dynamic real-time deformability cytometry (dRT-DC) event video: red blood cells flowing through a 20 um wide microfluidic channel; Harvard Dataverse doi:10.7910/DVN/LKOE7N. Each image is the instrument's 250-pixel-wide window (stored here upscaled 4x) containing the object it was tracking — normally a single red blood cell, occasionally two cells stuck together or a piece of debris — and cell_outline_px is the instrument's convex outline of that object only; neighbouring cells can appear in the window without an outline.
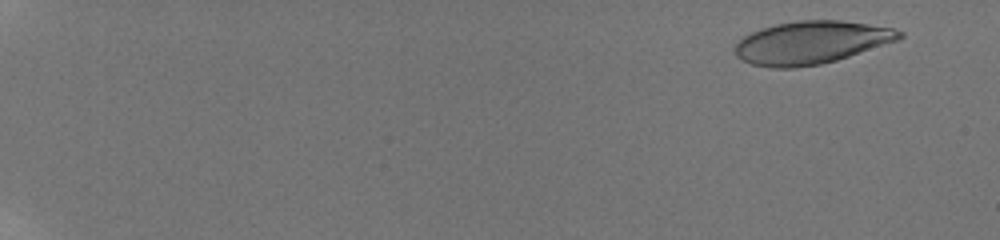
{"species": "human", "species_latin": "Homo sapiens", "temperature_condition": "room temperature", "stored_images_in_passage": 58, "camera_frame_rate_fps": 3000, "um_per_image_px": 0.085, "donor": {"sex": "male"}, "frame": {"image": 1, "passage_image": 5, "time_ms": 1.333, "image_size_px": [1000, 240], "cell_outline_px": [[904, 36], [896, 40], [836, 60], [820, 64], [796, 68], [772, 68], [752, 64], [740, 60], [736, 56], [736, 44], [744, 36], [760, 28], [776, 24], [796, 20], [840, 20], [868, 24], [892, 28], [904, 32]], "centroid_in_image_um": [68.92, 3.61], "position_along_channel_um": 16.1, "area_um2": 40.75}}
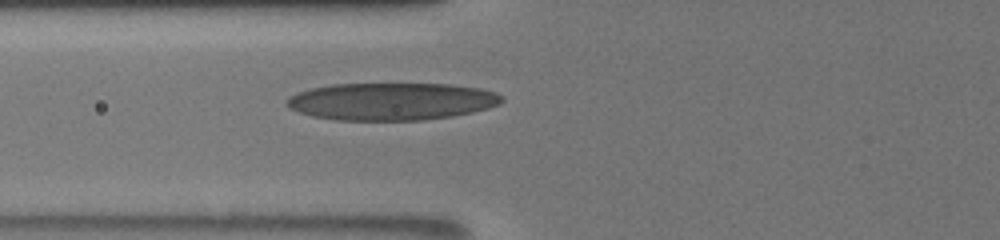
{"frame": {"image": 2, "passage_image": 27, "time_ms": 8.667, "image_size_px": [1000, 240], "cell_outline_px": [[504, 100], [500, 104], [488, 108], [472, 112], [452, 116], [424, 120], [336, 120], [312, 116], [288, 108], [284, 104], [284, 100], [288, 96], [296, 92], [312, 88], [332, 84], [452, 84], [480, 88], [496, 92], [504, 96]], "centroid_in_image_um": [33.26, 8.62], "position_along_channel_um": 92.5, "area_um2": 47.28}}
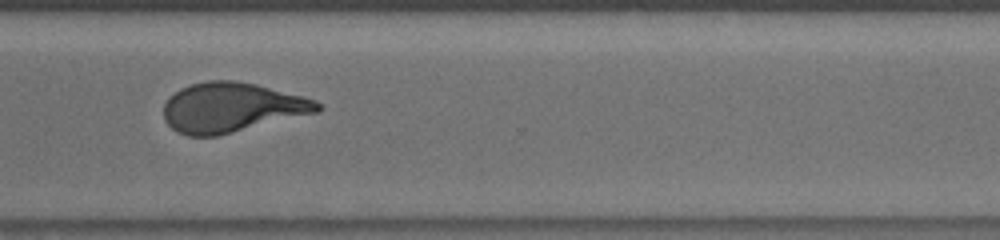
{"frame": {"image": 3, "passage_image": 47, "time_ms": 15.333, "image_size_px": [1000, 240], "cell_outline_px": [[324, 108], [320, 112], [216, 136], [188, 136], [176, 132], [164, 120], [164, 104], [168, 96], [180, 88], [192, 84], [208, 80], [232, 80], [256, 84], [304, 96], [316, 100]], "centroid_in_image_um": [19.7, 9.13], "position_along_channel_um": 350.9, "area_um2": 44.8}, "authors_computed_cell_mechanics": {"area_um2": 44.0147, "velocity_mm_per_s": 3.8854, "shape_relaxation_time_tau1_ms": 6.7258, "shape_relaxation_time_tau2_ms": 1.2567, "deformation_change_tau1": 0.2724, "deformation_change_tau2": 0.0913}}